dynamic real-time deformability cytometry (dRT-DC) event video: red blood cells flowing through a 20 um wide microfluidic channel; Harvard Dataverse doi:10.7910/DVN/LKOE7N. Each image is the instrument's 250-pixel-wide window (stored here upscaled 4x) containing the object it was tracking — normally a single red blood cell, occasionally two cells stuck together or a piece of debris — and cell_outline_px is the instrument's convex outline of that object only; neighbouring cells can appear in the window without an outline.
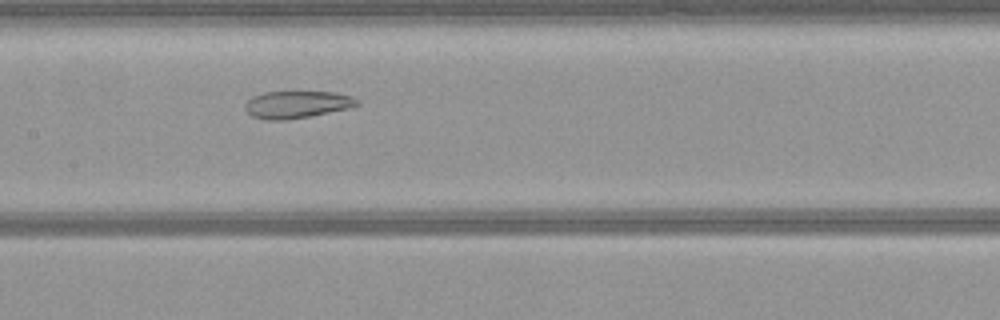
{"species": "common noctule bat (a hibernating species)", "species_latin": "Nyctalus noctula", "temperature_condition": "warm", "stored_images_in_passage": 48, "camera_frame_rate_fps": 3000, "um_per_image_px": 0.085, "animal": {"sex": "female", "body_mass_g": 21.9}, "frame": {"image": 1, "passage_image": 21, "time_ms": 6.667, "image_size_px": [1000, 320], "cell_outline_px": [[360, 104], [348, 108], [308, 116], [284, 120], [268, 120], [252, 116], [244, 108], [244, 104], [252, 96], [264, 92], [336, 92], [352, 96], [360, 100]], "centroid_in_image_um": [25.23, 8.87], "position_along_channel_um": 182.2, "area_um2": 17.69}}
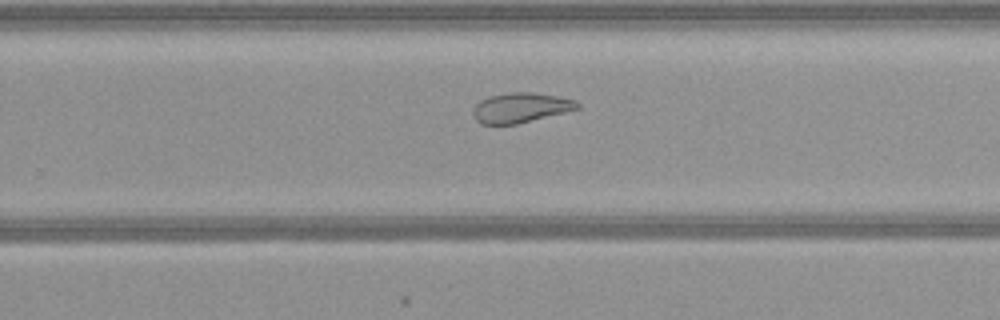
{"frame": {"image": 2, "passage_image": 29, "time_ms": 9.333, "image_size_px": [1000, 320], "cell_outline_px": [[580, 108], [516, 124], [480, 124], [472, 116], [472, 112], [476, 104], [480, 100], [488, 96], [512, 92], [532, 92], [556, 96], [576, 100], [580, 104]], "centroid_in_image_um": [44.22, 9.15], "position_along_channel_um": 285.6, "area_um2": 18.09}}
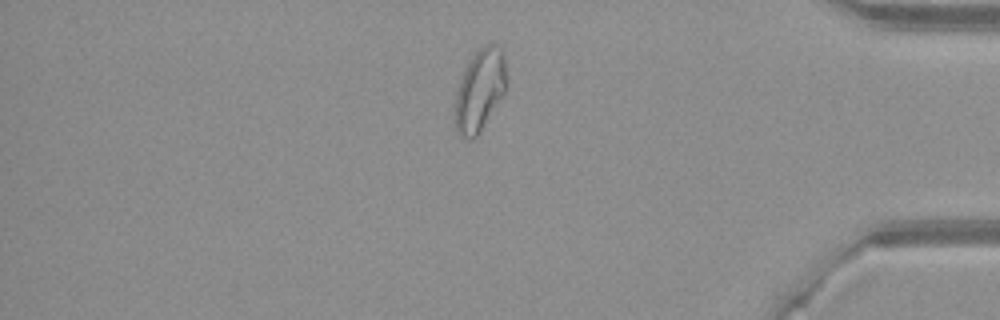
{"frame": {"image": 3, "passage_image": 40, "time_ms": 13.0, "image_size_px": [1000, 320], "cell_outline_px": [[508, 88], [480, 132], [472, 140], [468, 140], [460, 136], [456, 132], [456, 92], [460, 76], [468, 60], [484, 44], [496, 40], [504, 48]], "centroid_in_image_um": [40.84, 7.58], "position_along_channel_um": 394.4, "area_um2": 25.49}}